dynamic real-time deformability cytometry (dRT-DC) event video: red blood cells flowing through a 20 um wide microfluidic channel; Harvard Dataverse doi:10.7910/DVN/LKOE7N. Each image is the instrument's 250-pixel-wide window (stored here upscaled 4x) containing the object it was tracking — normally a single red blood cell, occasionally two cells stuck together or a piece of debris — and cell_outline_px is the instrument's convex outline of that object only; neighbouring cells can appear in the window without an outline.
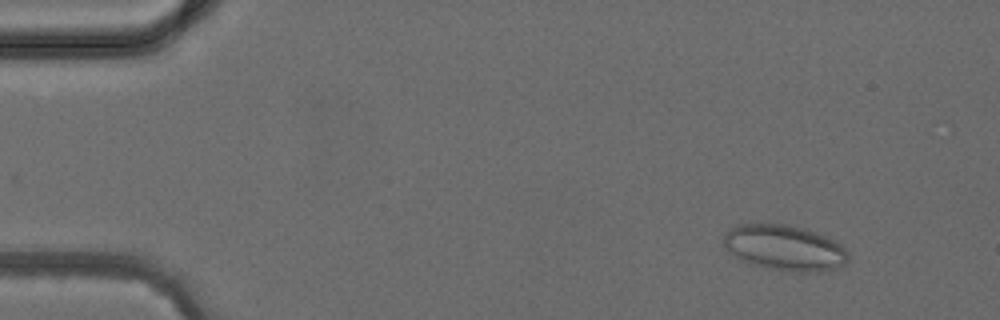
{"species": "common noctule bat (a hibernating species)", "species_latin": "Nyctalus noctula", "temperature_condition": "cold", "stored_images_in_passage": 4, "camera_frame_rate_fps": 3000, "um_per_image_px": 0.085, "animal": {"sex": "female", "body_mass_g": 24.6, "forearm_length_mm": 56.2}, "frame": {"image": 1, "passage_image": 2, "time_ms": 1.333, "image_size_px": [1000, 320], "cell_outline_px": [[848, 260], [844, 264], [836, 268], [820, 272], [788, 272], [768, 268], [752, 264], [736, 256], [724, 244], [724, 232], [736, 224], [788, 224], [804, 228], [816, 232], [836, 240], [848, 252]], "centroid_in_image_um": [66.73, 21.06], "position_along_channel_um": 18.3, "area_um2": 33.12}}